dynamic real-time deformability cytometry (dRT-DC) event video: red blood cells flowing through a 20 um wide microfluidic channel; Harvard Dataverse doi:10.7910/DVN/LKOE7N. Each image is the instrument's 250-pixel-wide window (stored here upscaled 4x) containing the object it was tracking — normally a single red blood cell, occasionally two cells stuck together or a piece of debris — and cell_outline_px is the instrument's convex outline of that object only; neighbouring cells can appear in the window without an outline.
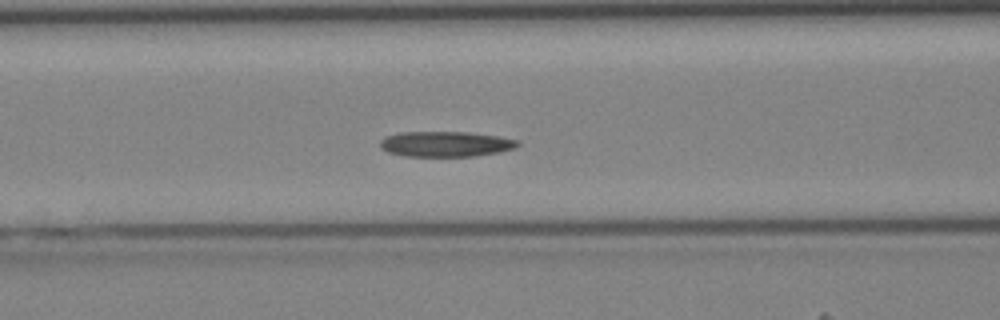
{"species": "Egyptian fruit bat (a non-hibernating species)", "species_latin": "Rousettus aegyptiacus", "temperature_condition": "cold", "stored_images_in_passage": 43, "camera_frame_rate_fps": 3000, "um_per_image_px": 0.085, "animal": {"sex": "female"}, "frame": {"image": 1, "passage_image": 18, "time_ms": 5.667, "image_size_px": [1000, 320], "cell_outline_px": [[520, 144], [516, 148], [500, 152], [476, 156], [404, 156], [388, 152], [380, 148], [380, 140], [384, 136], [400, 132], [468, 132], [496, 136], [520, 140]], "centroid_in_image_um": [37.88, 12.24], "position_along_channel_um": 128.7, "area_um2": 20.52}}
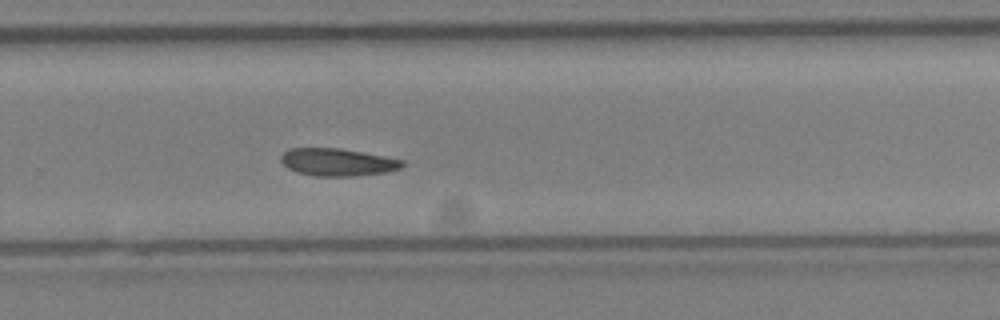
{"frame": {"image": 2, "passage_image": 29, "time_ms": 9.333, "image_size_px": [1000, 320], "cell_outline_px": [[404, 164], [400, 168], [388, 172], [352, 176], [312, 176], [296, 172], [288, 168], [280, 160], [280, 156], [288, 148], [336, 148], [360, 152], [404, 160]], "centroid_in_image_um": [28.65, 13.79], "position_along_channel_um": 301.2, "area_um2": 19.36}}
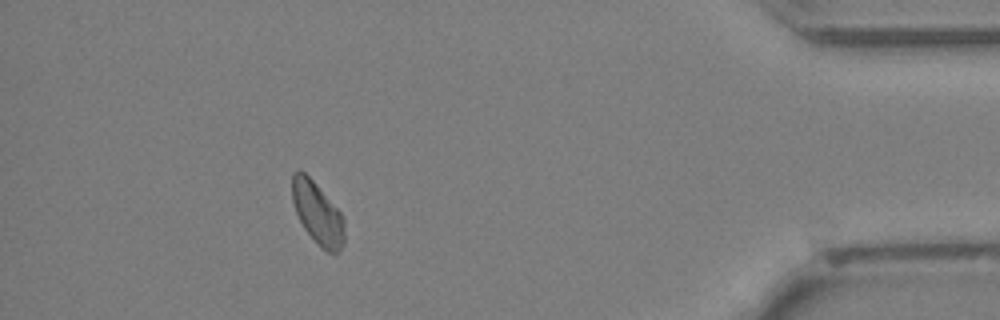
{"frame": {"image": 3, "passage_image": 39, "time_ms": 12.667, "image_size_px": [1000, 320], "cell_outline_px": [[344, 244], [340, 252], [328, 252], [320, 248], [304, 228], [296, 212], [292, 200], [292, 172], [296, 168], [300, 168], [312, 180], [344, 216]], "centroid_in_image_um": [26.99, 18.12], "position_along_channel_um": 408.2, "area_um2": 19.02}}